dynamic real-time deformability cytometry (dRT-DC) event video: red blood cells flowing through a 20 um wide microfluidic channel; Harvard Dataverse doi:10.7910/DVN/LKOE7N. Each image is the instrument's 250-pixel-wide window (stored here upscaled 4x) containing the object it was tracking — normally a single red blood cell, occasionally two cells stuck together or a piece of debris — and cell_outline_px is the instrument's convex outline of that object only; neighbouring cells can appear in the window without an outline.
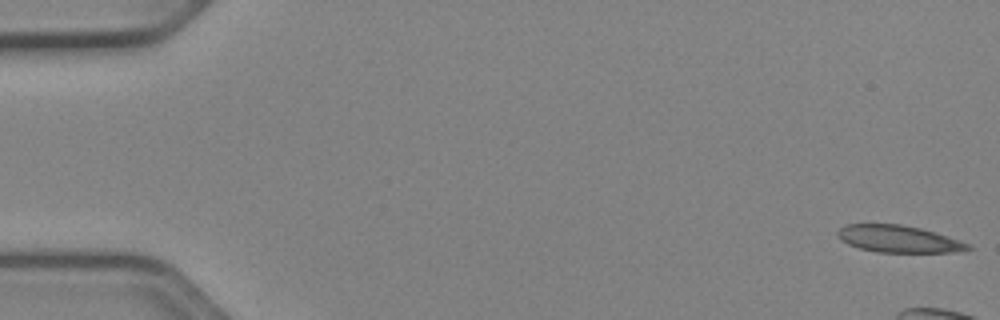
{"species": "Egyptian fruit bat (a non-hibernating species)", "species_latin": "Rousettus aegyptiacus", "temperature_condition": "cold", "stored_images_in_passage": 8, "camera_frame_rate_fps": 3000, "um_per_image_px": 0.085, "animal": {"sex": "female"}, "frame": {"image": 1, "passage_image": 1, "time_ms": 0.0, "image_size_px": [1000, 320], "cell_outline_px": [[972, 248], [960, 252], [876, 252], [860, 248], [848, 244], [836, 232], [840, 228], [848, 224], [900, 224], [920, 228], [936, 232], [960, 240], [968, 244]], "centroid_in_image_um": [76.42, 20.31], "position_along_channel_um": 8.6, "area_um2": 20.35}}